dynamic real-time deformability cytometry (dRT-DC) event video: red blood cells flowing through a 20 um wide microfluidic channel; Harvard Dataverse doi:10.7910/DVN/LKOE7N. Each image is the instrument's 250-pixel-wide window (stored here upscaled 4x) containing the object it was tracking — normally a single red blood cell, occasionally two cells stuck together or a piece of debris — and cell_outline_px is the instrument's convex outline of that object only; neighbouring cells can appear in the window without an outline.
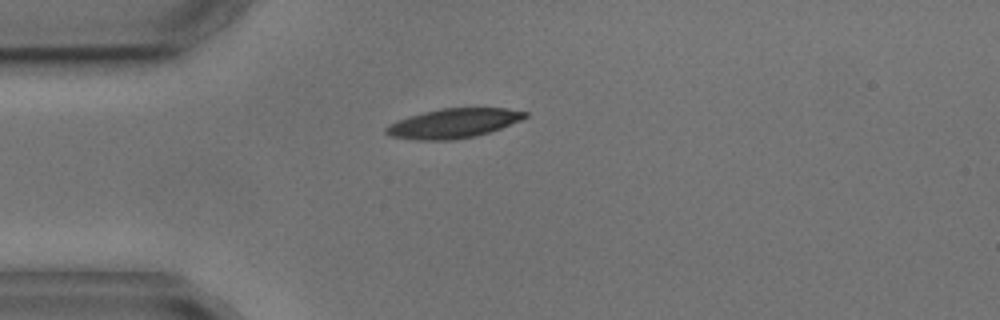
{"species": "common noctule bat (a hibernating species)", "species_latin": "Nyctalus noctula", "temperature_condition": "cold", "stored_images_in_passage": 2, "camera_frame_rate_fps": 3000, "um_per_image_px": 0.085, "animal": {"sex": "male", "body_mass_g": 17.9, "forearm_length_mm": 54.2}, "frame": {"image": 1, "passage_image": 2, "time_ms": 1.333, "image_size_px": [1000, 320], "cell_outline_px": [[528, 116], [520, 120], [500, 128], [476, 136], [452, 140], [416, 140], [392, 136], [384, 132], [384, 128], [388, 124], [396, 120], [408, 116], [440, 108], [508, 108], [528, 112]], "centroid_in_image_um": [38.51, 10.47], "position_along_channel_um": 46.5, "area_um2": 23.87}}